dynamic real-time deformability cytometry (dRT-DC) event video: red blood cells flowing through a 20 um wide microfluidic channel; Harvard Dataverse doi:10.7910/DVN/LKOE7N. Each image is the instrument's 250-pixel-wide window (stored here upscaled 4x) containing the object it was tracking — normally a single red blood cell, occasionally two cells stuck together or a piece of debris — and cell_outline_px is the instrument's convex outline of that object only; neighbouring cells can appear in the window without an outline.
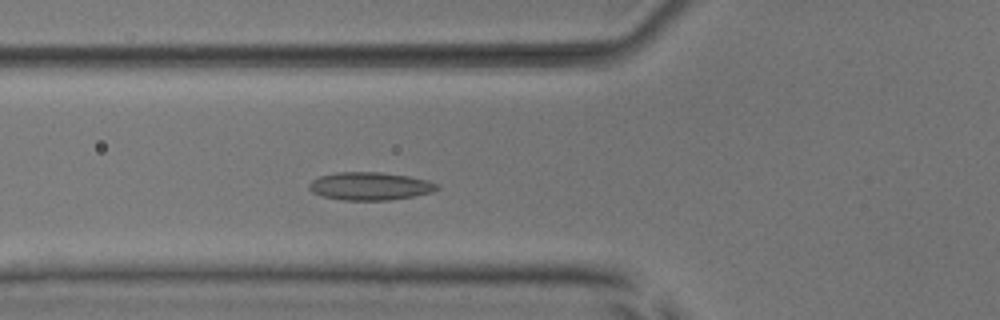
{"species": "common noctule bat (a hibernating species)", "species_latin": "Nyctalus noctula", "temperature_condition": "room temperature", "stored_images_in_passage": 34, "camera_frame_rate_fps": 3000, "um_per_image_px": 0.085, "animal": {"sex": "male", "body_mass_g": 17.9, "forearm_length_mm": 54.2}, "frame": {"image": 1, "passage_image": 7, "time_ms": 2.0, "image_size_px": [1000, 320], "cell_outline_px": [[440, 188], [432, 192], [416, 196], [388, 200], [344, 200], [324, 196], [312, 192], [308, 188], [308, 184], [312, 180], [320, 176], [336, 172], [380, 172], [408, 176], [428, 180], [440, 184]], "centroid_in_image_um": [31.48, 15.82], "position_along_channel_um": 94.3, "area_um2": 20.92}}
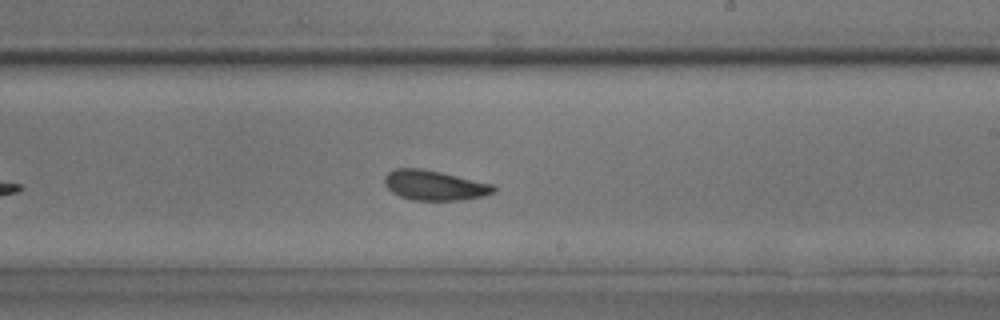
{"frame": {"image": 2, "passage_image": 19, "time_ms": 6.0, "image_size_px": [1000, 320], "cell_outline_px": [[496, 192], [484, 196], [464, 200], [412, 200], [400, 196], [392, 192], [384, 184], [384, 176], [388, 172], [396, 168], [420, 168], [440, 172], [492, 184], [496, 188]], "centroid_in_image_um": [36.92, 15.76], "position_along_channel_um": 252.1, "area_um2": 19.02}}
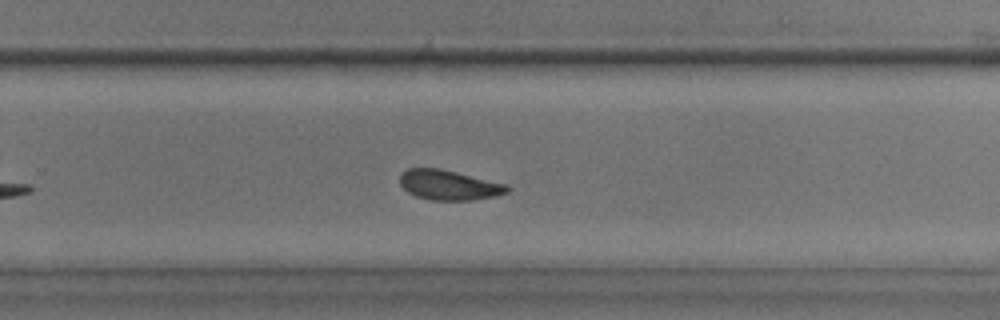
{"frame": {"image": 3, "passage_image": 22, "time_ms": 7.0, "image_size_px": [1000, 320], "cell_outline_px": [[512, 188], [508, 192], [496, 196], [472, 200], [428, 200], [416, 196], [408, 192], [400, 184], [400, 176], [408, 168], [440, 168], [508, 184]], "centroid_in_image_um": [38.2, 15.73], "position_along_channel_um": 291.6, "area_um2": 18.84}, "authors_computed_cell_mechanics": {"area_um2": 19.2474, "velocity_mm_per_s": 3.9554, "shape_relaxation_time_tau1_ms": 5.5813, "shape_relaxation_time_tau2_ms": 1.9681, "deformation_change_tau1": 0.1015, "deformation_change_tau2": 0.0706}}